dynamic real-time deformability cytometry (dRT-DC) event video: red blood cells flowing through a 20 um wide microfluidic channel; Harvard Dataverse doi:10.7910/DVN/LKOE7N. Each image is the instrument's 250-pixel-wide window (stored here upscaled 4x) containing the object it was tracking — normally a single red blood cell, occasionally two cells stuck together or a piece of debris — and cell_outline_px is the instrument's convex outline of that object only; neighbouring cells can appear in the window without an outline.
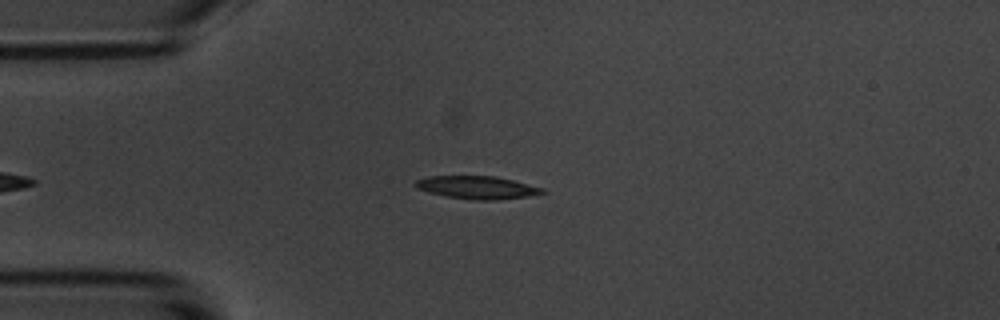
{"species": "common noctule bat (a hibernating species)", "species_latin": "Nyctalus noctula", "temperature_condition": "room temperature", "stored_images_in_passage": 16, "camera_frame_rate_fps": 3000, "um_per_image_px": 0.085, "animal": {"sex": "male", "body_mass_g": 20.1, "forearm_length_mm": 53.5}, "frame": {"image": 1, "passage_image": 5, "time_ms": 5.333, "image_size_px": [1000, 320], "cell_outline_px": [[548, 192], [528, 196], [492, 200], [472, 200], [448, 196], [416, 188], [416, 180], [428, 176], [496, 176], [544, 188]], "centroid_in_image_um": [40.6, 15.93], "position_along_channel_um": 44.4, "area_um2": 16.65}}
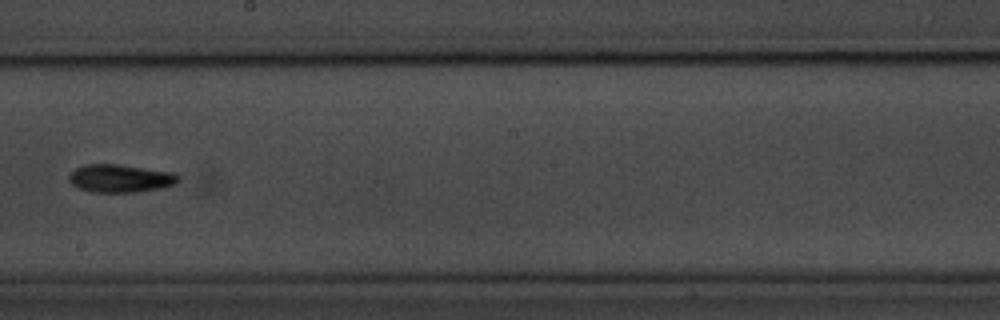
{"frame": {"image": 2, "passage_image": 10, "time_ms": 11.333, "image_size_px": [1000, 320], "cell_outline_px": [[180, 180], [176, 184], [164, 188], [140, 192], [88, 192], [72, 184], [68, 180], [68, 176], [76, 168], [84, 164], [120, 164], [176, 172], [180, 176]], "centroid_in_image_um": [10.29, 15.16], "position_along_channel_um": 237.9, "area_um2": 18.26}}
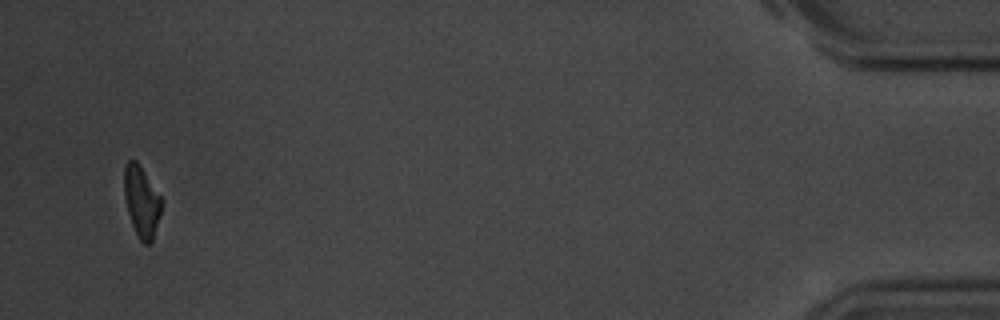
{"frame": {"image": 3, "passage_image": 16, "time_ms": 19.0, "image_size_px": [1000, 320], "cell_outline_px": [[160, 212], [152, 240], [148, 244], [144, 244], [140, 240], [132, 224], [128, 212], [124, 196], [124, 168], [128, 160], [136, 160], [160, 196]], "centroid_in_image_um": [12.0, 17.11], "position_along_channel_um": 423.2, "area_um2": 14.85}, "authors_computed_cell_mechanics": {"area_um2": 17.8024, "velocity_mm_per_s": 3.5067, "shape_relaxation_time_tau1_ms": 4.3989, "shape_relaxation_time_tau2_ms": 8.4322, "deformation_change_tau1": 0.1556, "deformation_change_tau2": 0.1767}}